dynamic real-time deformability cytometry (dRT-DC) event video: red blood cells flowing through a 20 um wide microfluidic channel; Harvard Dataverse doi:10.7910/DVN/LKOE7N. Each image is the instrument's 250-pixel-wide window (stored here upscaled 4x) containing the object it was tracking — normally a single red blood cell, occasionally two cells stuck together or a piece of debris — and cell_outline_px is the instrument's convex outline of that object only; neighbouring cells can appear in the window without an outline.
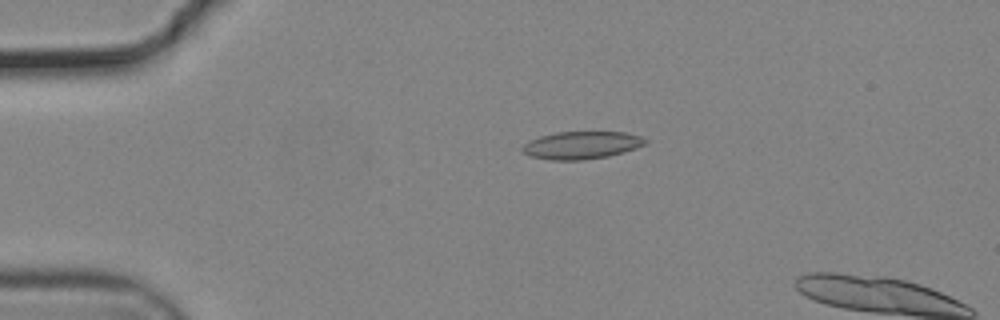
{"species": "common noctule bat (a hibernating species)", "species_latin": "Nyctalus noctula", "temperature_condition": "cold", "stored_images_in_passage": 5, "camera_frame_rate_fps": 3000, "um_per_image_px": 0.085, "animal": {"sex": "male", "body_mass_g": 19.2, "forearm_length_mm": 51.8}, "frame": {"image": 1, "passage_image": 2, "time_ms": 0.333, "image_size_px": [1000, 320], "cell_outline_px": [[648, 140], [644, 144], [636, 148], [624, 152], [608, 156], [584, 160], [552, 160], [528, 156], [520, 148], [528, 140], [540, 136], [556, 132], [624, 132], [640, 136]], "centroid_in_image_um": [49.4, 12.34], "position_along_channel_um": 35.6, "area_um2": 19.83}}